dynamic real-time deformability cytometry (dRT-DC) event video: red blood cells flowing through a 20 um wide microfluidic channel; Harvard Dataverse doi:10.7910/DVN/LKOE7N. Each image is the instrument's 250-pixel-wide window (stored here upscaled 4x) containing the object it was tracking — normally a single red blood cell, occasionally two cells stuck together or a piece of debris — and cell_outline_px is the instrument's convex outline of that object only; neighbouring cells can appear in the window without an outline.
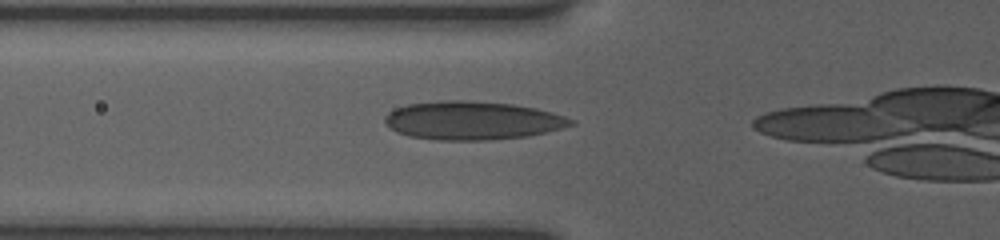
{"species": "human", "species_latin": "Homo sapiens", "temperature_condition": "room temperature", "stored_images_in_passage": 5, "camera_frame_rate_fps": 3000, "um_per_image_px": 0.085, "donor": {"sex": "female"}, "frame": {"image": 1, "passage_image": 2, "time_ms": 0.667, "image_size_px": [1000, 240], "cell_outline_px": [[576, 124], [528, 136], [488, 140], [436, 140], [408, 136], [396, 132], [384, 120], [384, 116], [388, 112], [396, 108], [408, 104], [440, 100], [468, 100], [512, 104], [536, 108], [552, 112], [576, 120]], "centroid_in_image_um": [40.15, 10.24], "position_along_channel_um": 85.7, "area_um2": 41.73}}
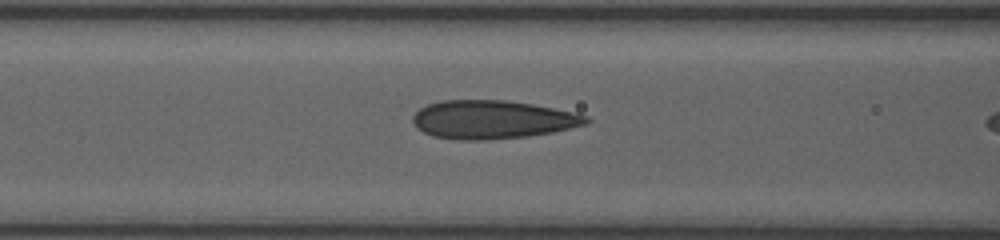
{"frame": {"image": 2, "passage_image": 4, "time_ms": 1.667, "image_size_px": [1000, 240], "cell_outline_px": [[592, 120], [588, 124], [552, 132], [528, 136], [484, 140], [460, 140], [432, 136], [416, 128], [412, 120], [412, 116], [420, 108], [428, 104], [440, 100], [504, 100], [532, 104], [576, 112], [588, 116]], "centroid_in_image_um": [41.87, 10.16], "position_along_channel_um": 124.7, "area_um2": 39.02}}